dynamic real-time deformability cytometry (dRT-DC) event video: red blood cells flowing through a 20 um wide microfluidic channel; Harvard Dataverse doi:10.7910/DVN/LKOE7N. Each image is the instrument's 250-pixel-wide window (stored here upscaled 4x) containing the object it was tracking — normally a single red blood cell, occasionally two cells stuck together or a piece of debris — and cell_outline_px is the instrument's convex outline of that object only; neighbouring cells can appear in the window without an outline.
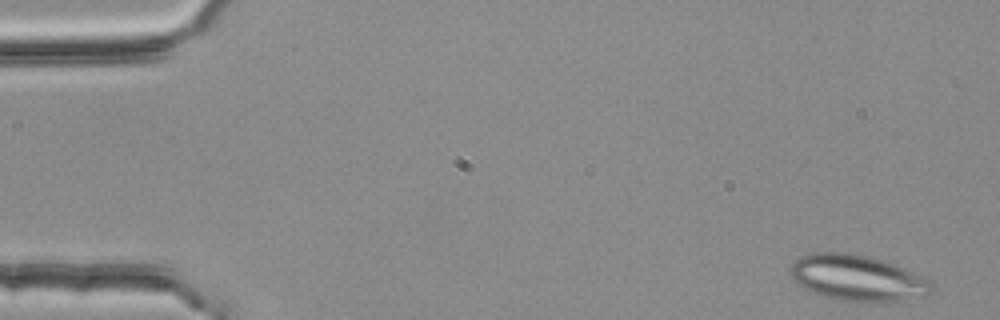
{"species": "common noctule bat (a hibernating species)", "species_latin": "Nyctalus noctula", "temperature_condition": "room temperature", "stored_images_in_passage": 3, "camera_frame_rate_fps": 3000, "um_per_image_px": 0.085, "animal": {"sex": "female", "body_mass_g": 25.1}, "frame": {"image": 1, "passage_image": 1, "time_ms": 0.0, "image_size_px": [1000, 320], "cell_outline_px": [[932, 292], [928, 296], [868, 304], [840, 300], [824, 296], [812, 292], [796, 284], [792, 276], [792, 264], [800, 256], [816, 252], [844, 252], [868, 256], [884, 260], [896, 264], [928, 280], [932, 284]], "centroid_in_image_um": [72.89, 23.64], "position_along_channel_um": 12.1, "area_um2": 37.97}}